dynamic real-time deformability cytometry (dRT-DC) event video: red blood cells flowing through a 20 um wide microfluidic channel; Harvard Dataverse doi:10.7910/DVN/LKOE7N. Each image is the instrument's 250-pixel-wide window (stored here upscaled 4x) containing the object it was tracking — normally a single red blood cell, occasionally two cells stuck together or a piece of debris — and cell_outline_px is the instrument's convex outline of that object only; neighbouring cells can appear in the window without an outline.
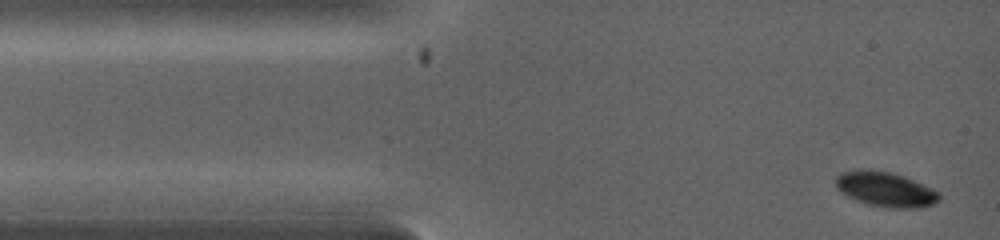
{"species": "common noctule bat (a hibernating species)", "species_latin": "Nyctalus noctula", "temperature_condition": "warm", "stored_images_in_passage": 14, "camera_frame_rate_fps": 5000, "um_per_image_px": 0.085, "animal": {"sex": "female", "body_mass_g": 19.0, "forearm_length_mm": 53.3}, "frame": {"image": 1, "passage_image": 1, "time_ms": 0.0, "image_size_px": [1000, 240], "cell_outline_px": [[940, 200], [932, 204], [920, 208], [888, 208], [868, 204], [856, 200], [840, 192], [836, 188], [836, 176], [840, 172], [868, 168], [888, 172], [904, 176], [932, 188], [940, 192]], "centroid_in_image_um": [75.26, 16.09], "position_along_channel_um": 9.7, "area_um2": 21.15}}
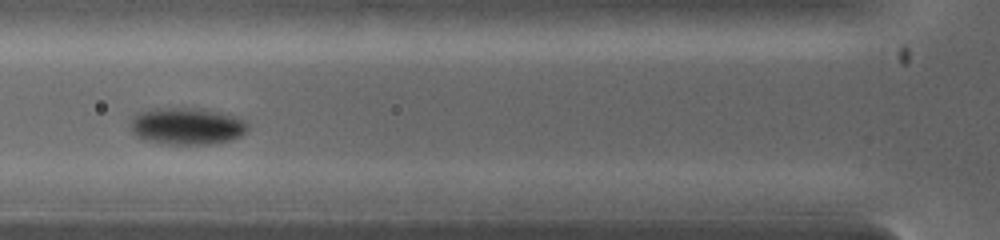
{"frame": {"image": 2, "passage_image": 10, "time_ms": 2.8, "image_size_px": [1000, 240], "cell_outline_px": [[248, 128], [240, 136], [232, 140], [216, 144], [160, 144], [144, 140], [136, 136], [132, 132], [128, 124], [132, 116], [136, 112], [152, 108], [204, 108], [232, 116], [244, 120], [248, 124]], "centroid_in_image_um": [15.81, 10.72], "position_along_channel_um": 110.0, "area_um2": 25.78}}
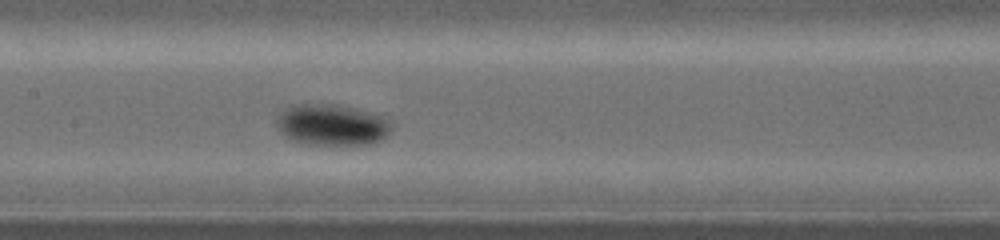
{"frame": {"image": 3, "passage_image": 14, "time_ms": 4.0, "image_size_px": [1000, 240], "cell_outline_px": [[392, 128], [388, 136], [384, 140], [368, 144], [304, 144], [292, 140], [284, 136], [280, 132], [276, 124], [276, 120], [288, 108], [300, 104], [336, 104], [352, 108], [380, 116], [388, 120]], "centroid_in_image_um": [28.22, 10.64], "position_along_channel_um": 179.2, "area_um2": 27.22}}